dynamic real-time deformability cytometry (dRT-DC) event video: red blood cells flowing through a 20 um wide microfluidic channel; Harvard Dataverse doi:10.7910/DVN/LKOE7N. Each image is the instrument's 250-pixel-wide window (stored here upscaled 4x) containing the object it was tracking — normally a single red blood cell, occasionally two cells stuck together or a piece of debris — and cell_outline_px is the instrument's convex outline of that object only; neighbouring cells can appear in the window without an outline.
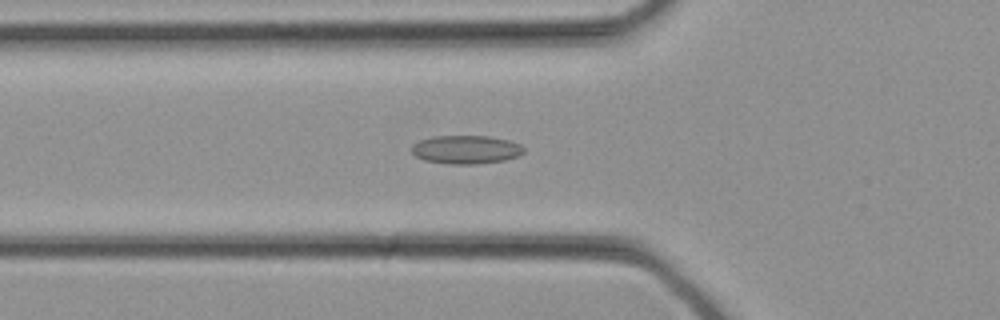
{"species": "common noctule bat (a hibernating species)", "species_latin": "Nyctalus noctula", "temperature_condition": "cold", "stored_images_in_passage": 27, "camera_frame_rate_fps": 3000, "um_per_image_px": 0.085, "animal": {"sex": "female", "body_mass_g": 21.9}, "frame": {"image": 1, "passage_image": 6, "time_ms": 1.667, "image_size_px": [1000, 320], "cell_outline_px": [[524, 152], [520, 156], [504, 160], [476, 164], [448, 164], [424, 160], [416, 156], [412, 152], [412, 144], [420, 140], [432, 136], [488, 136], [508, 140], [520, 144], [524, 148]], "centroid_in_image_um": [39.61, 12.71], "position_along_channel_um": 86.2, "area_um2": 18.67}}
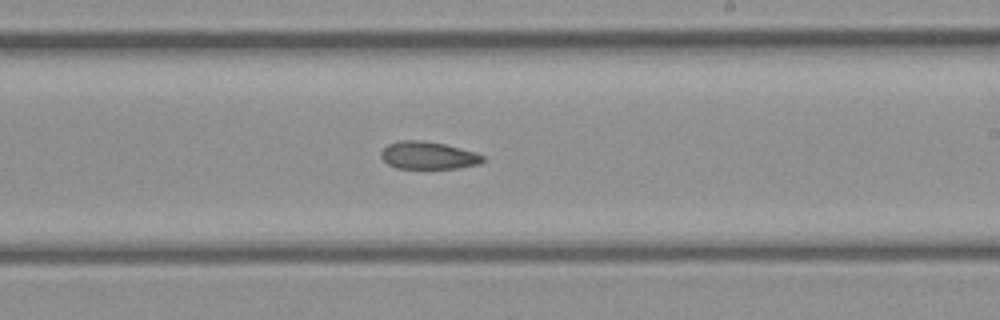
{"frame": {"image": 2, "passage_image": 14, "time_ms": 4.333, "image_size_px": [1000, 320], "cell_outline_px": [[484, 160], [480, 164], [456, 168], [396, 168], [388, 164], [380, 156], [380, 152], [388, 144], [400, 140], [420, 140], [444, 144], [476, 152], [484, 156]], "centroid_in_image_um": [36.39, 13.21], "position_along_channel_um": 252.6, "area_um2": 16.3}}
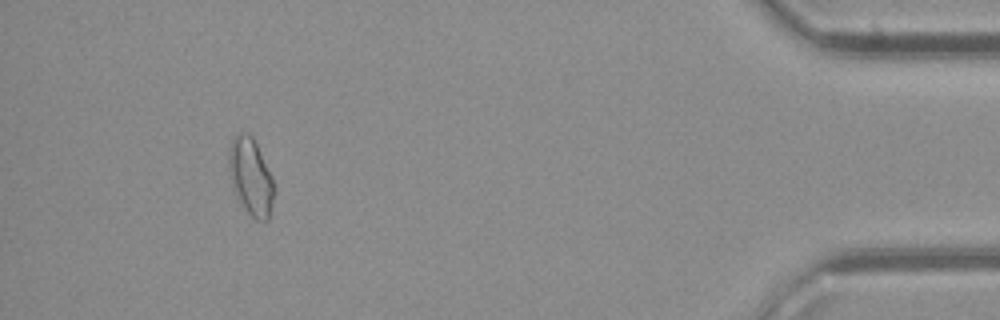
{"frame": {"image": 3, "passage_image": 25, "time_ms": 8.0, "image_size_px": [1000, 320], "cell_outline_px": [[276, 192], [268, 220], [256, 220], [240, 204], [232, 188], [228, 172], [228, 148], [232, 136], [236, 132], [248, 132], [252, 136], [272, 176], [276, 188]], "centroid_in_image_um": [21.29, 15.0], "position_along_channel_um": 413.9, "area_um2": 20.92}}